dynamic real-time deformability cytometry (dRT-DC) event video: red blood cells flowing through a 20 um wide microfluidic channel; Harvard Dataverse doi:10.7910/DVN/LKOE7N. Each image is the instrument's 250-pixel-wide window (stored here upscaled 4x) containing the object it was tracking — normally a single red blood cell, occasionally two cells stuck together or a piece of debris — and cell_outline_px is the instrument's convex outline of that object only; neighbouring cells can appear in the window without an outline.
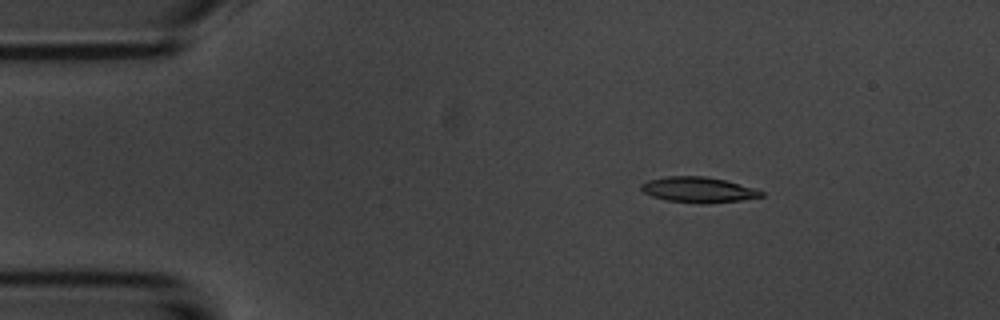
{"species": "common noctule bat (a hibernating species)", "species_latin": "Nyctalus noctula", "temperature_condition": "room temperature", "stored_images_in_passage": 5, "camera_frame_rate_fps": 3000, "um_per_image_px": 0.085, "animal": {"sex": "male", "body_mass_g": 20.1, "forearm_length_mm": 53.5}, "frame": {"image": 1, "passage_image": 3, "time_ms": 2.333, "image_size_px": [1000, 320], "cell_outline_px": [[764, 196], [740, 200], [704, 204], [664, 200], [652, 196], [644, 192], [640, 188], [640, 184], [648, 180], [664, 176], [704, 176], [724, 180], [752, 188], [764, 192]], "centroid_in_image_um": [59.3, 16.13], "position_along_channel_um": 25.7, "area_um2": 17.74}}
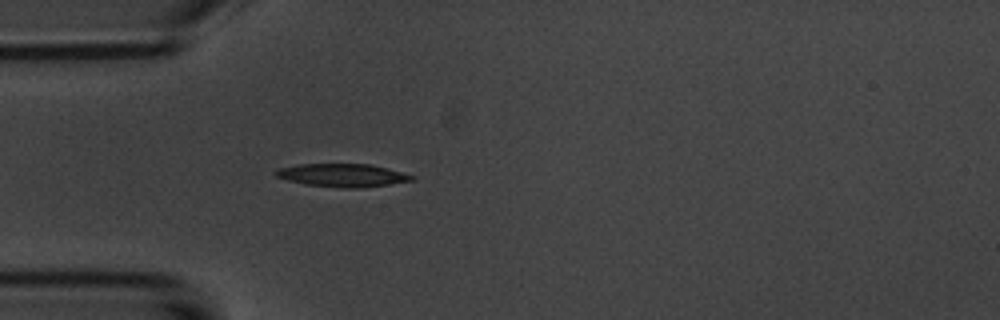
{"frame": {"image": 2, "passage_image": 5, "time_ms": 4.667, "image_size_px": [1000, 320], "cell_outline_px": [[416, 180], [388, 184], [356, 188], [348, 188], [308, 184], [288, 180], [276, 176], [272, 172], [276, 168], [296, 164], [372, 164], [388, 168], [416, 176]], "centroid_in_image_um": [29.11, 14.88], "position_along_channel_um": 55.9, "area_um2": 18.26}}